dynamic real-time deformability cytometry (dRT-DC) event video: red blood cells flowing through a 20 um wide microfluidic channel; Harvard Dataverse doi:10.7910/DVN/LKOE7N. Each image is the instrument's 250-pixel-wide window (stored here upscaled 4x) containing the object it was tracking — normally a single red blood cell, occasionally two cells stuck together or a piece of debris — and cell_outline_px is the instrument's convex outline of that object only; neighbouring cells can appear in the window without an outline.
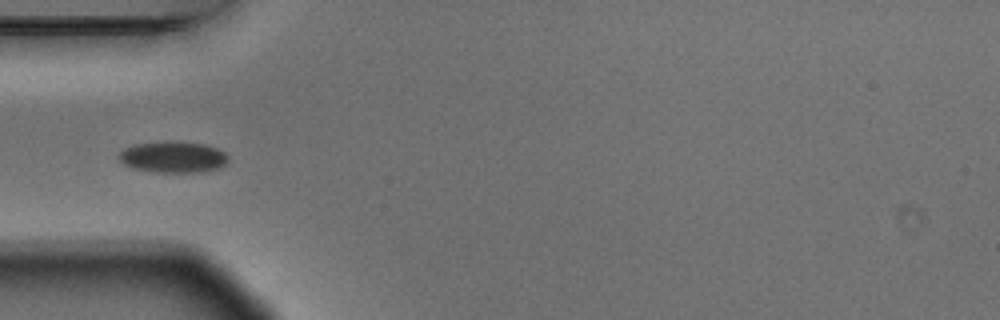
{"species": "Egyptian fruit bat (a non-hibernating species)", "species_latin": "Rousettus aegyptiacus", "temperature_condition": "warm", "stored_images_in_passage": 6, "camera_frame_rate_fps": 3000, "um_per_image_px": 0.085, "animal": {"sex": "male"}, "frame": {"image": 1, "passage_image": 4, "time_ms": 1.0, "image_size_px": [1000, 320], "cell_outline_px": [[228, 160], [220, 168], [208, 172], [152, 172], [132, 168], [124, 164], [116, 156], [124, 148], [136, 144], [204, 144], [216, 148], [224, 152], [228, 156]], "centroid_in_image_um": [14.72, 13.41], "position_along_channel_um": 70.3, "area_um2": 19.25}}
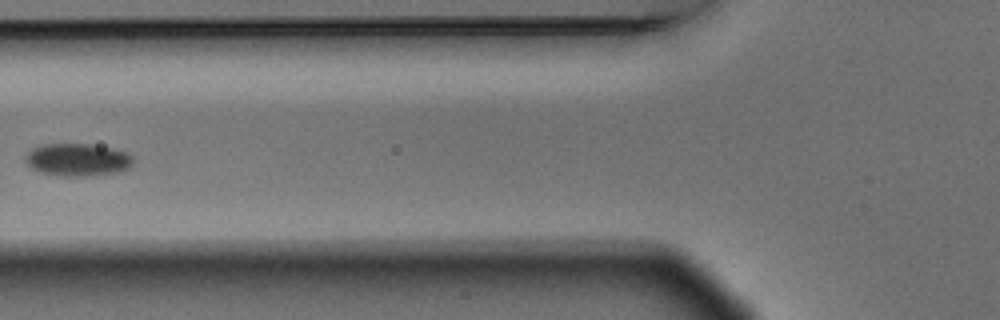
{"frame": {"image": 2, "passage_image": 5, "time_ms": 1.333, "image_size_px": [1000, 320], "cell_outline_px": [[132, 164], [128, 168], [116, 172], [84, 176], [56, 176], [40, 172], [32, 168], [24, 160], [24, 156], [32, 148], [44, 144], [92, 144], [112, 148], [128, 152], [132, 156]], "centroid_in_image_um": [6.57, 13.57], "position_along_channel_um": 119.2, "area_um2": 20.52}}
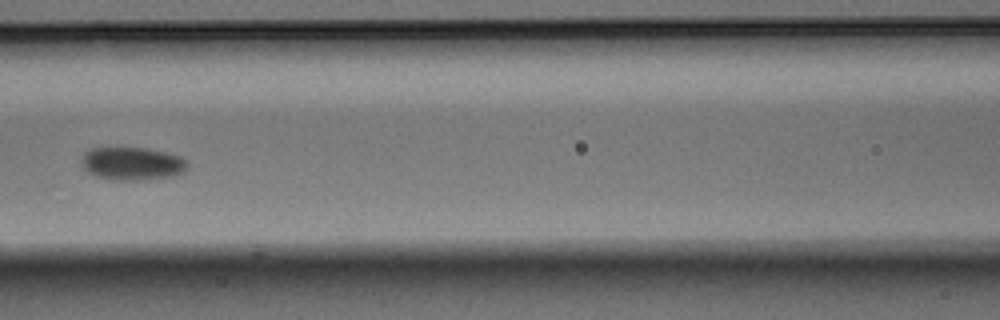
{"frame": {"image": 3, "passage_image": 6, "time_ms": 1.667, "image_size_px": [1000, 320], "cell_outline_px": [[188, 168], [184, 172], [172, 176], [140, 180], [116, 180], [96, 176], [88, 172], [80, 164], [80, 160], [84, 152], [88, 148], [148, 148], [180, 156], [188, 164]], "centroid_in_image_um": [11.2, 13.9], "position_along_channel_um": 155.4, "area_um2": 20.46}}